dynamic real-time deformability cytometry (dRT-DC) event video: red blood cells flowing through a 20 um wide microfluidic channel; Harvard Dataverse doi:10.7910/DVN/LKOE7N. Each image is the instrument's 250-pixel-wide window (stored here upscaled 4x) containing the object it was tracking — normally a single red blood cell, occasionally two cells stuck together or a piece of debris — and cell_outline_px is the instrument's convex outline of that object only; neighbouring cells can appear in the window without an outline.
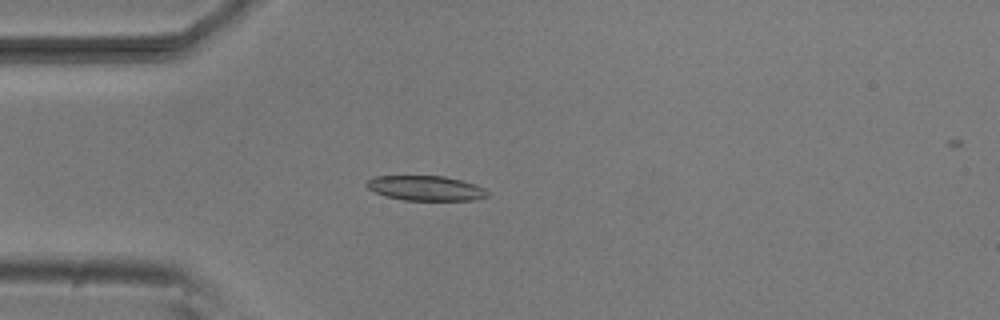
{"species": "common noctule bat (a hibernating species)", "species_latin": "Nyctalus noctula", "temperature_condition": "room temperature", "stored_images_in_passage": 19, "camera_frame_rate_fps": 3000, "um_per_image_px": 0.085, "animal": {"sex": "male", "body_mass_g": 20.5, "forearm_length_mm": 52.5}, "frame": {"image": 1, "passage_image": 2, "time_ms": 0.333, "image_size_px": [1000, 320], "cell_outline_px": [[492, 192], [488, 196], [476, 200], [404, 200], [388, 196], [376, 192], [368, 188], [364, 184], [372, 176], [444, 176], [476, 184]], "centroid_in_image_um": [36.24, 15.99], "position_along_channel_um": 48.8, "area_um2": 17.57}}
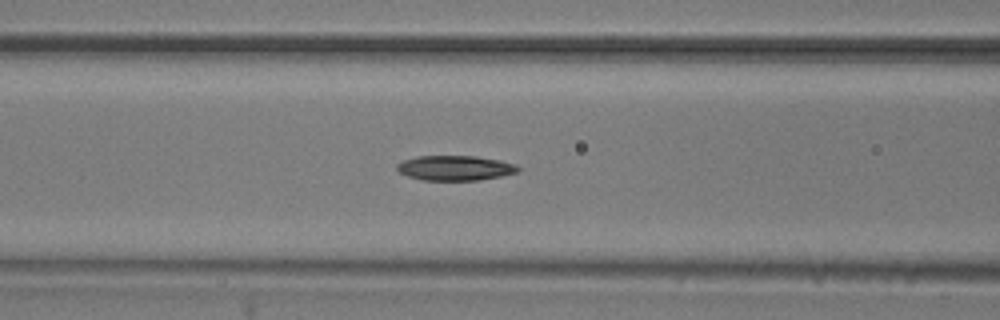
{"frame": {"image": 2, "passage_image": 9, "time_ms": 2.667, "image_size_px": [1000, 320], "cell_outline_px": [[520, 172], [480, 180], [424, 180], [408, 176], [400, 172], [396, 168], [396, 164], [404, 160], [416, 156], [476, 156], [500, 160], [516, 164], [520, 168]], "centroid_in_image_um": [38.71, 14.27], "position_along_channel_um": 127.9, "area_um2": 17.63}}
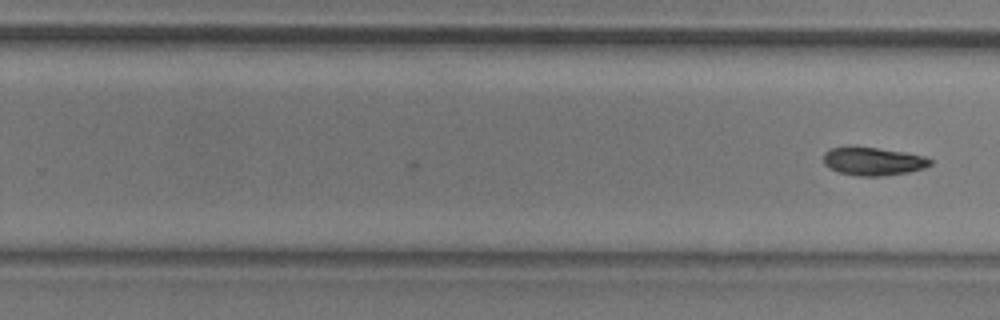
{"frame": {"image": 3, "passage_image": 19, "time_ms": 6.0, "image_size_px": [1000, 320], "cell_outline_px": [[932, 164], [924, 168], [908, 172], [884, 176], [860, 176], [836, 172], [828, 168], [824, 164], [824, 152], [832, 148], [848, 144], [904, 152], [924, 156], [932, 160]], "centroid_in_image_um": [74.16, 13.69], "position_along_channel_um": 255.6, "area_um2": 17.92}}